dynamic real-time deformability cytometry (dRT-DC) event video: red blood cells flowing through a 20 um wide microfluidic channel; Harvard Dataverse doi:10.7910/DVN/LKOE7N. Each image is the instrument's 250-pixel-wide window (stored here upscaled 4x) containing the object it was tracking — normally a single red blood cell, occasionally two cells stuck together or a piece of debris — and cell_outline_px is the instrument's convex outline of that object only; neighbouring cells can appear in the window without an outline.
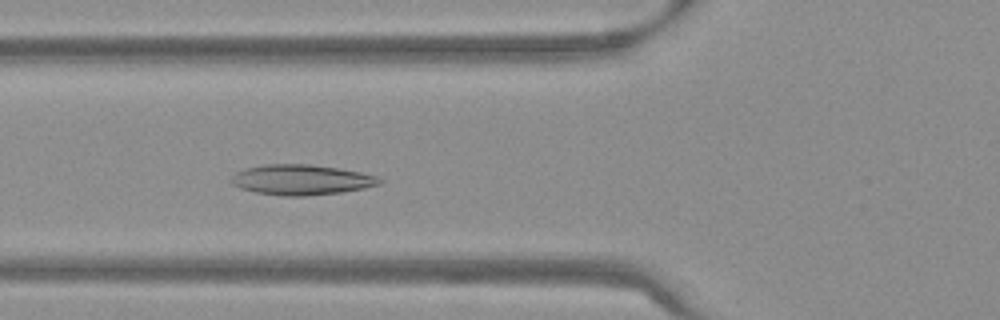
{"species": "Egyptian fruit bat (a non-hibernating species)", "species_latin": "Rousettus aegyptiacus", "temperature_condition": "warm", "stored_images_in_passage": 52, "camera_frame_rate_fps": 3000, "um_per_image_px": 0.085, "frame": {"image": 1, "passage_image": 18, "time_ms": 5.667, "image_size_px": [1000, 320], "cell_outline_px": [[384, 180], [380, 184], [364, 188], [340, 192], [304, 196], [284, 196], [256, 192], [240, 188], [232, 184], [228, 180], [236, 172], [244, 168], [264, 164], [312, 164], [340, 168], [360, 172], [376, 176]], "centroid_in_image_um": [25.59, 15.27], "position_along_channel_um": 100.2, "area_um2": 26.3}}
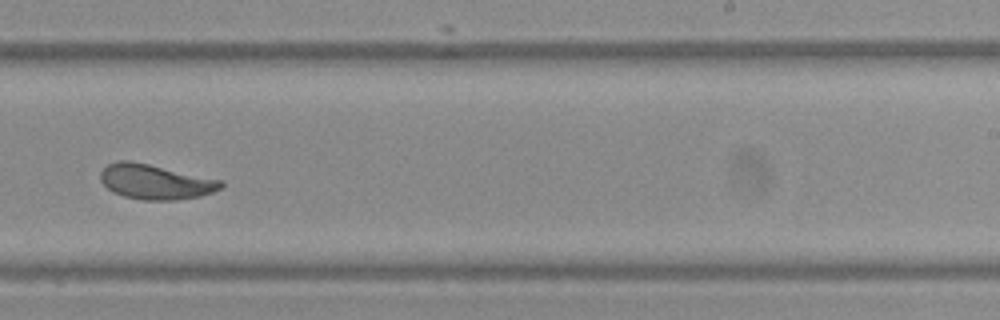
{"frame": {"image": 2, "passage_image": 32, "time_ms": 10.333, "image_size_px": [1000, 320], "cell_outline_px": [[224, 184], [220, 188], [212, 192], [200, 196], [176, 200], [144, 200], [124, 196], [112, 192], [100, 180], [100, 172], [108, 164], [120, 160], [128, 160], [148, 164], [220, 180]], "centroid_in_image_um": [13.17, 15.46], "position_along_channel_um": 275.8, "area_um2": 24.16}}
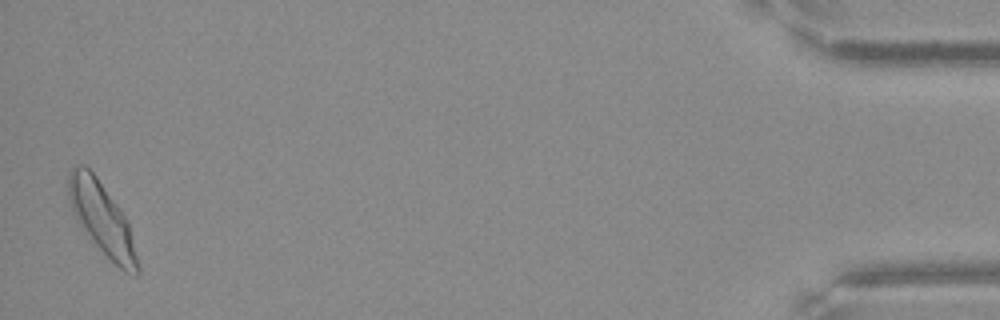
{"frame": {"image": 3, "passage_image": 51, "time_ms": 16.667, "image_size_px": [1000, 320], "cell_outline_px": [[140, 272], [136, 276], [124, 272], [92, 240], [76, 220], [72, 212], [68, 196], [68, 172], [76, 164], [84, 164], [96, 176], [120, 208], [128, 220], [140, 268]], "centroid_in_image_um": [8.66, 18.56], "position_along_channel_um": 426.5, "area_um2": 28.84}, "authors_computed_cell_mechanics": {"area_um2": 25.2297, "velocity_mm_per_s": 3.7622, "shape_relaxation_time_tau1_ms": 11.145, "shape_relaxation_time_tau2_ms": 1.6168, "deformation_change_tau1": 0.2341, "deformation_change_tau2": 0.0773}}